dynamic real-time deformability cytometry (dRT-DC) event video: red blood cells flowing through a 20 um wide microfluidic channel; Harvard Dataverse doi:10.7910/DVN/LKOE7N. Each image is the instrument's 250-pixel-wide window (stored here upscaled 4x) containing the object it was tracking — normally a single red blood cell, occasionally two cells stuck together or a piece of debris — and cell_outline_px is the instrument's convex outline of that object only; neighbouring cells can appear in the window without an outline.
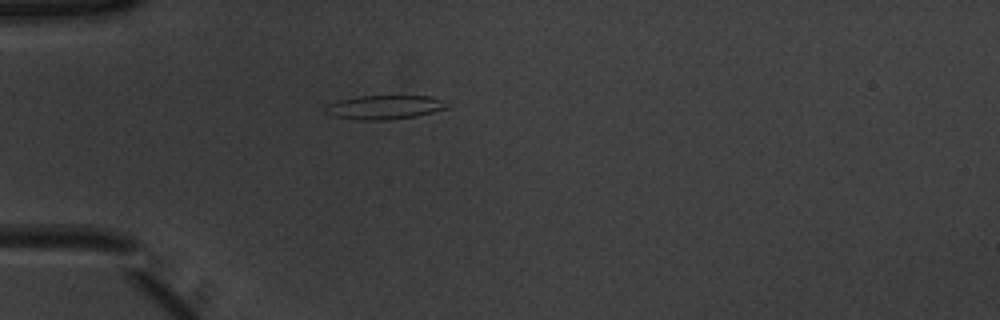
{"species": "common noctule bat (a hibernating species)", "species_latin": "Nyctalus noctula", "temperature_condition": "warm", "stored_images_in_passage": 32, "camera_frame_rate_fps": 3000, "um_per_image_px": 0.085, "animal": {"sex": "male", "body_mass_g": 20.1, "forearm_length_mm": 53.5}, "frame": {"image": 1, "passage_image": 1, "time_ms": 0.0, "image_size_px": [1000, 320], "cell_outline_px": [[448, 108], [416, 116], [388, 120], [356, 120], [332, 116], [324, 112], [324, 108], [328, 104], [340, 100], [356, 96], [432, 96], [440, 100]], "centroid_in_image_um": [32.6, 9.12], "position_along_channel_um": 52.4, "area_um2": 16.94}}
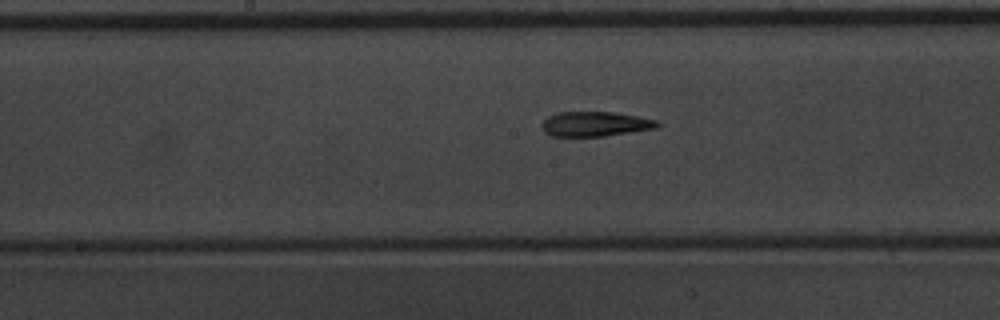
{"frame": {"image": 2, "passage_image": 13, "time_ms": 4.0, "image_size_px": [1000, 320], "cell_outline_px": [[660, 124], [656, 128], [604, 136], [552, 136], [544, 132], [540, 124], [548, 116], [556, 112], [612, 112], [636, 116], [656, 120]], "centroid_in_image_um": [50.54, 10.54], "position_along_channel_um": 197.7, "area_um2": 16.59}}
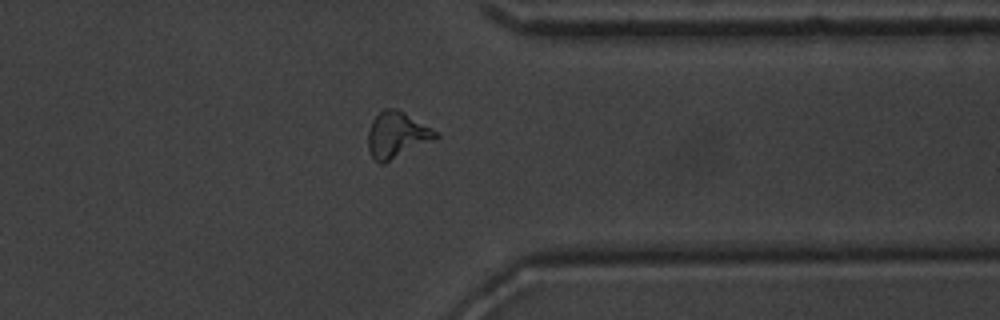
{"frame": {"image": 3, "passage_image": 27, "time_ms": 8.667, "image_size_px": [1000, 320], "cell_outline_px": [[440, 136], [384, 164], [380, 164], [372, 156], [368, 148], [368, 132], [372, 120], [384, 108], [396, 108], [404, 112], [440, 132]], "centroid_in_image_um": [33.74, 11.46], "position_along_channel_um": 377.7, "area_um2": 18.09}, "authors_computed_cell_mechanics": {"area_um2": 16.6464, "velocity_mm_per_s": 3.9385, "shape_relaxation_time_tau1_ms": 9.3597, "shape_relaxation_time_tau2_ms": 2.9576, "deformation_change_tau1": 0.2826, "deformation_change_tau2": 0.1386}}